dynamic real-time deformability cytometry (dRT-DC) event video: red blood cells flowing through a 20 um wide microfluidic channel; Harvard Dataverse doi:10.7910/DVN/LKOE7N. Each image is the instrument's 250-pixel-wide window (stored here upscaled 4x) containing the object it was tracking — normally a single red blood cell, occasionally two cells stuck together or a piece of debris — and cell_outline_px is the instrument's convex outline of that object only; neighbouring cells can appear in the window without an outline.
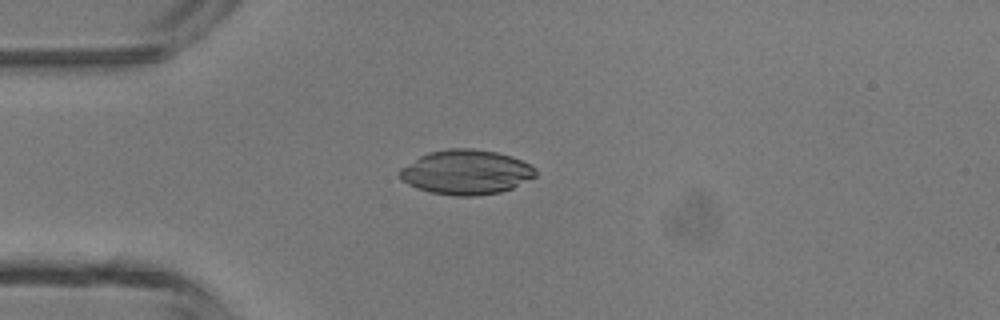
{"species": "common noctule bat (a hibernating species)", "species_latin": "Nyctalus noctula", "temperature_condition": "room temperature", "stored_images_in_passage": 36, "camera_frame_rate_fps": 3000, "um_per_image_px": 0.085, "animal": {"sex": "male", "body_mass_g": 13.3}, "frame": {"image": 1, "passage_image": 1, "time_ms": 0.0, "image_size_px": [1000, 320], "cell_outline_px": [[536, 176], [512, 188], [500, 192], [476, 196], [456, 196], [432, 192], [408, 184], [396, 172], [400, 168], [420, 156], [428, 152], [448, 148], [472, 148], [496, 152], [512, 156], [536, 168]], "centroid_in_image_um": [39.62, 14.62], "position_along_channel_um": 45.4, "area_um2": 35.2}}
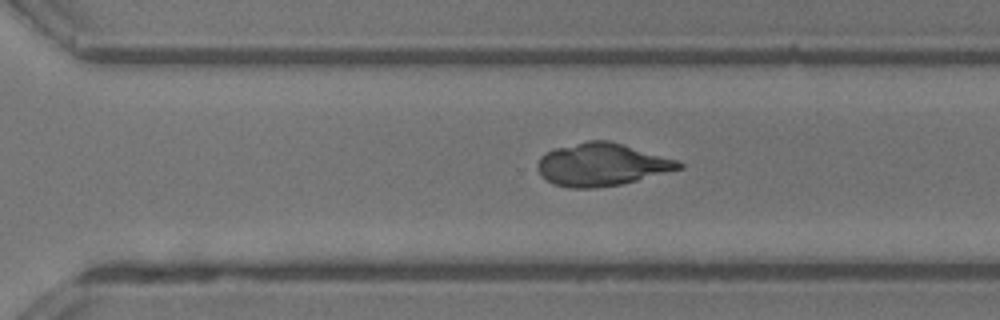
{"frame": {"image": 2, "passage_image": 21, "time_ms": 6.667, "image_size_px": [1000, 320], "cell_outline_px": [[684, 168], [620, 184], [596, 188], [568, 188], [552, 184], [540, 176], [536, 168], [536, 164], [540, 156], [556, 148], [588, 140], [608, 140], [680, 160], [684, 164]], "centroid_in_image_um": [51.13, 13.99], "position_along_channel_um": 319.5, "area_um2": 35.32}}
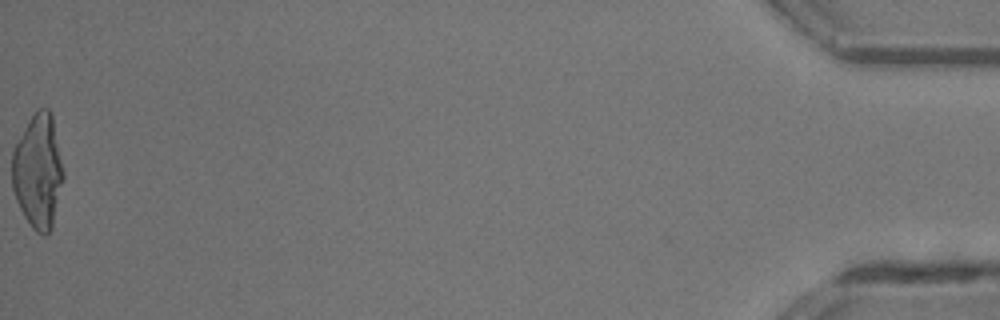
{"frame": {"image": 3, "passage_image": 36, "time_ms": 11.667, "image_size_px": [1000, 320], "cell_outline_px": [[64, 176], [52, 228], [44, 236], [36, 232], [32, 228], [24, 216], [16, 200], [12, 188], [12, 152], [16, 144], [32, 116], [40, 108], [48, 108], [52, 116], [64, 172]], "centroid_in_image_um": [3.23, 14.61], "position_along_channel_um": 432.0, "area_um2": 33.81}}